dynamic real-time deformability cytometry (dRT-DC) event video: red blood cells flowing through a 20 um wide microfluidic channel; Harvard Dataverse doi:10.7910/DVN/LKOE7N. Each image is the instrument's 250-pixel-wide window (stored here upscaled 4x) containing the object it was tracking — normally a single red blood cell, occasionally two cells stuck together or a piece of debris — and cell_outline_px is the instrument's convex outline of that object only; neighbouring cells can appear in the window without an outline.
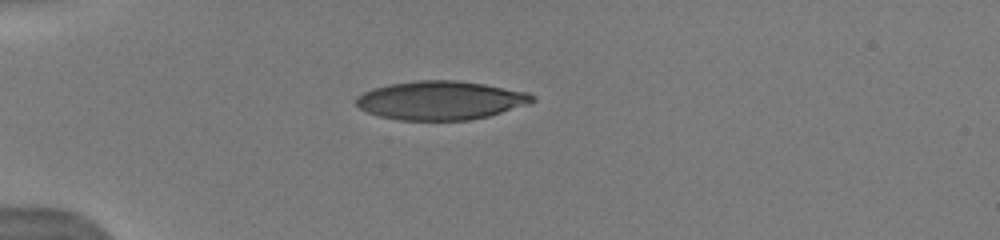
{"species": "human", "species_latin": "Homo sapiens", "temperature_condition": "warm", "stored_images_in_passage": 5, "camera_frame_rate_fps": 3000, "um_per_image_px": 0.085, "donor": {"sex": "male"}, "frame": {"image": 1, "passage_image": 5, "time_ms": 4.667, "image_size_px": [1000, 240], "cell_outline_px": [[536, 100], [528, 104], [488, 116], [468, 120], [400, 120], [380, 116], [368, 112], [360, 108], [356, 104], [356, 96], [372, 88], [388, 84], [416, 80], [460, 80], [484, 84], [528, 92], [536, 96]], "centroid_in_image_um": [37.45, 8.52], "position_along_channel_um": 47.5, "area_um2": 39.82}}